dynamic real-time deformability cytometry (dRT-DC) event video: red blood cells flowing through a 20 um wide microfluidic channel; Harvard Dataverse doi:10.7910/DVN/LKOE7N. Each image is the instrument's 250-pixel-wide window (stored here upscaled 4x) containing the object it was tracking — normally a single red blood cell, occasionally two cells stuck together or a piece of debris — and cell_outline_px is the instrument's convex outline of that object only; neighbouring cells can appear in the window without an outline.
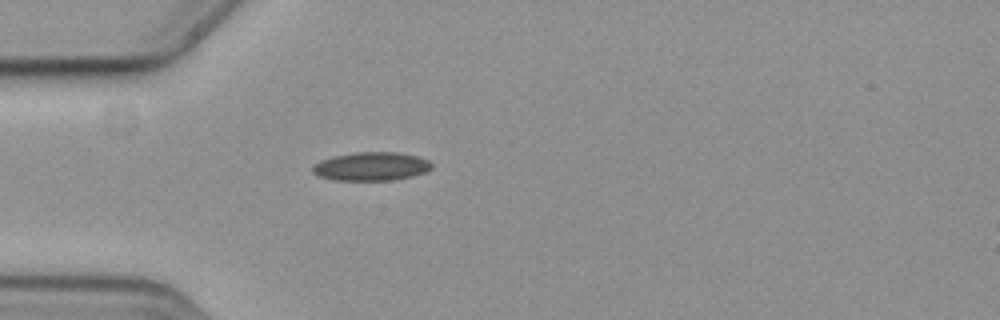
{"species": "common noctule bat (a hibernating species)", "species_latin": "Nyctalus noctula", "temperature_condition": "cold", "stored_images_in_passage": 36, "camera_frame_rate_fps": 3000, "um_per_image_px": 0.085, "animal": {"sex": "female", "body_mass_g": 19.3, "forearm_length_mm": 54.1}, "frame": {"image": 1, "passage_image": 1, "time_ms": 0.0, "image_size_px": [1000, 320], "cell_outline_px": [[432, 168], [424, 172], [412, 176], [392, 180], [332, 180], [316, 176], [312, 172], [312, 168], [320, 160], [332, 156], [356, 152], [396, 152], [416, 156], [428, 160], [432, 164]], "centroid_in_image_um": [31.52, 14.14], "position_along_channel_um": 53.5, "area_um2": 19.83}}
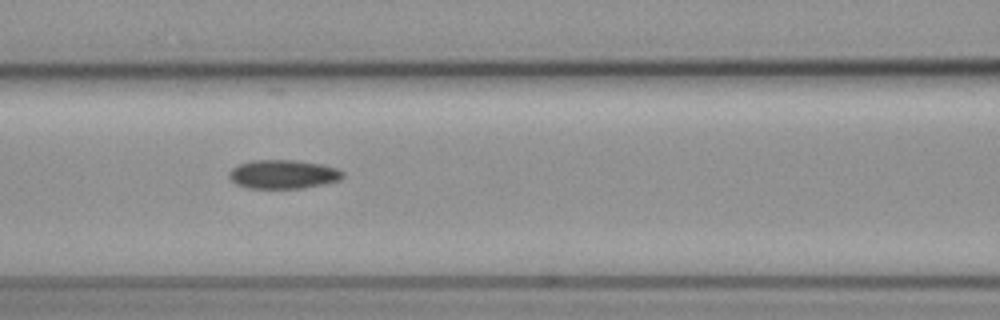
{"frame": {"image": 2, "passage_image": 9, "time_ms": 2.667, "image_size_px": [1000, 320], "cell_outline_px": [[344, 176], [340, 180], [324, 184], [304, 188], [248, 188], [236, 184], [228, 176], [228, 172], [232, 168], [240, 164], [252, 160], [296, 160], [320, 164], [336, 168], [344, 172]], "centroid_in_image_um": [24.07, 14.81], "position_along_channel_um": 142.5, "area_um2": 19.13}}
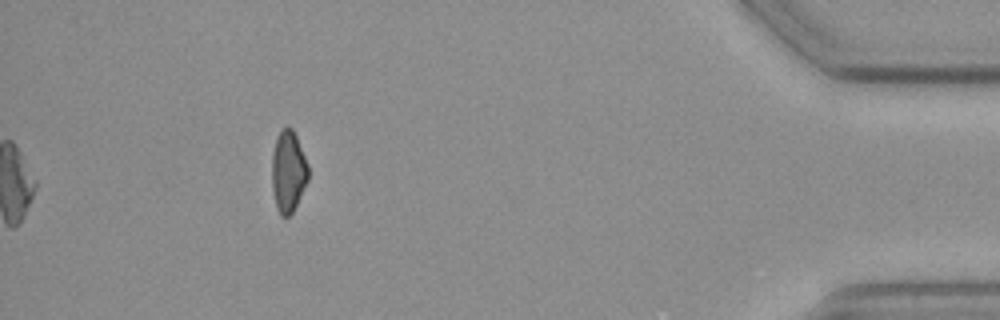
{"frame": {"image": 3, "passage_image": 36, "time_ms": 11.667, "image_size_px": [1000, 320], "cell_outline_px": [[308, 180], [292, 212], [288, 216], [280, 216], [276, 208], [272, 188], [272, 156], [276, 136], [284, 128], [292, 128], [296, 136], [308, 164]], "centroid_in_image_um": [24.49, 14.59], "position_along_channel_um": 410.7, "area_um2": 17.11}, "authors_computed_cell_mechanics": {"area_um2": 19.0162, "velocity_mm_per_s": 3.6768, "shape_relaxation_time_tau1_ms": 5.1875, "shape_relaxation_time_tau2_ms": null, "deformation_change_tau1": 0.1281, "deformation_change_tau2": null}}